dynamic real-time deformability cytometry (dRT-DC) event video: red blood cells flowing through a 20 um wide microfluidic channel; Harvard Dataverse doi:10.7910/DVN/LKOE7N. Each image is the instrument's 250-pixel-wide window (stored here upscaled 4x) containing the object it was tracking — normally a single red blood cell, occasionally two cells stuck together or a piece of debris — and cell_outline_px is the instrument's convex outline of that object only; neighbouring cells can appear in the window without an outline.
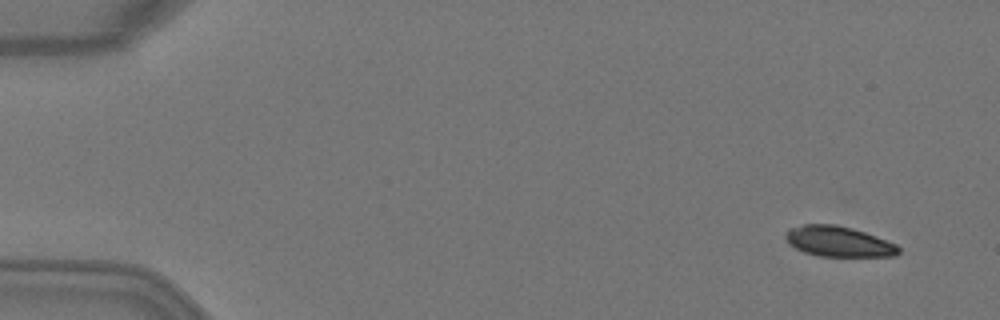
{"species": "Egyptian fruit bat (a non-hibernating species)", "species_latin": "Rousettus aegyptiacus", "temperature_condition": "warm", "stored_images_in_passage": 6, "camera_frame_rate_fps": 3000, "um_per_image_px": 0.085, "animal": {"sex": "female"}, "frame": {"image": 1, "passage_image": 2, "time_ms": 0.333, "image_size_px": [1000, 320], "cell_outline_px": [[900, 252], [896, 256], [820, 256], [804, 252], [788, 244], [784, 236], [788, 228], [804, 224], [836, 224], [852, 228], [876, 236], [896, 244], [900, 248]], "centroid_in_image_um": [71.25, 20.52], "position_along_channel_um": 13.7, "area_um2": 20.11}}
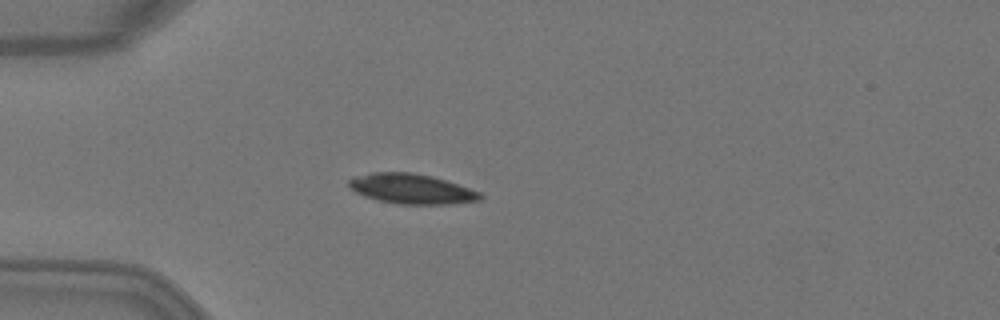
{"frame": {"image": 2, "passage_image": 5, "time_ms": 1.333, "image_size_px": [1000, 320], "cell_outline_px": [[484, 196], [480, 200], [448, 204], [396, 204], [364, 196], [356, 192], [348, 184], [348, 180], [352, 176], [372, 172], [412, 172], [432, 176], [480, 192]], "centroid_in_image_um": [34.95, 16.04], "position_along_channel_um": 50.1, "area_um2": 22.83}}